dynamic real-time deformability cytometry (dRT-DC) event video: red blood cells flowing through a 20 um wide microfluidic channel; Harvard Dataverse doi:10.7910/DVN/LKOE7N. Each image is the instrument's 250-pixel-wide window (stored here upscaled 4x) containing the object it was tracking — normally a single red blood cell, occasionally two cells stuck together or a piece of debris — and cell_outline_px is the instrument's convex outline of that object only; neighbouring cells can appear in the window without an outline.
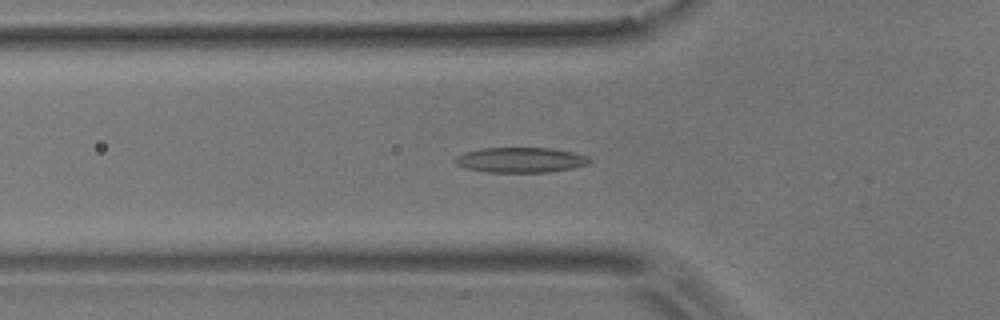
{"species": "common noctule bat (a hibernating species)", "species_latin": "Nyctalus noctula", "temperature_condition": "room temperature", "stored_images_in_passage": 23, "camera_frame_rate_fps": 3000, "um_per_image_px": 0.085, "animal": {"sex": "male", "body_mass_g": 17.9}, "frame": {"image": 1, "passage_image": 4, "time_ms": 1.0, "image_size_px": [1000, 320], "cell_outline_px": [[592, 160], [588, 164], [572, 168], [548, 172], [488, 172], [464, 168], [456, 164], [452, 160], [456, 156], [464, 152], [484, 148], [552, 148], [572, 152], [588, 156]], "centroid_in_image_um": [44.23, 13.59], "position_along_channel_um": 81.6, "area_um2": 19.77}}
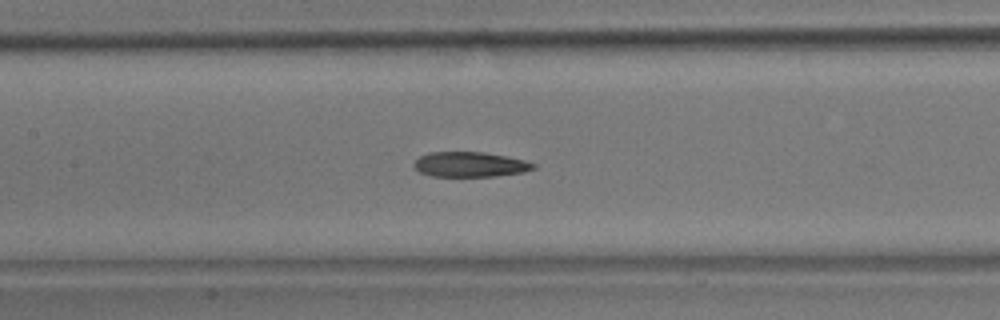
{"frame": {"image": 2, "passage_image": 11, "time_ms": 3.333, "image_size_px": [1000, 320], "cell_outline_px": [[536, 168], [524, 172], [496, 176], [432, 176], [420, 172], [412, 164], [420, 156], [428, 152], [484, 152], [524, 160], [536, 164]], "centroid_in_image_um": [39.95, 13.98], "position_along_channel_um": 167.4, "area_um2": 17.34}}
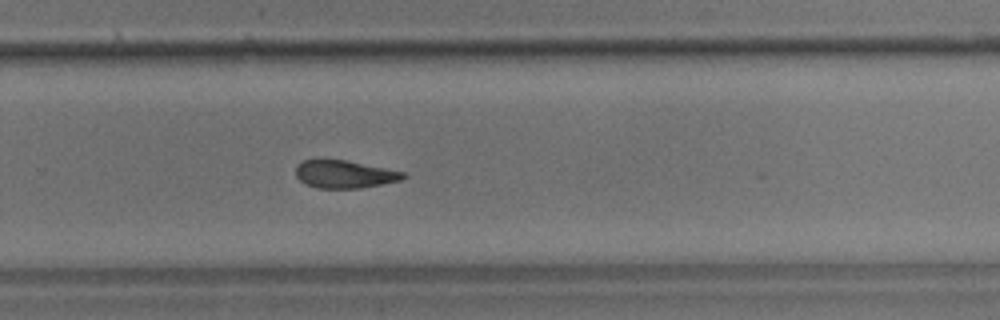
{"frame": {"image": 3, "passage_image": 22, "time_ms": 7.0, "image_size_px": [1000, 320], "cell_outline_px": [[408, 176], [400, 180], [360, 188], [316, 188], [304, 184], [296, 176], [296, 164], [304, 160], [344, 160], [404, 172]], "centroid_in_image_um": [29.24, 14.82], "position_along_channel_um": 300.6, "area_um2": 17.17}}